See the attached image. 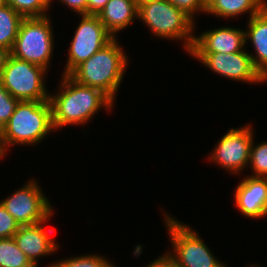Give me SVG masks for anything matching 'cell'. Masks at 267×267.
<instances>
[{
    "instance_id": "cell-1",
    "label": "cell",
    "mask_w": 267,
    "mask_h": 267,
    "mask_svg": "<svg viewBox=\"0 0 267 267\" xmlns=\"http://www.w3.org/2000/svg\"><path fill=\"white\" fill-rule=\"evenodd\" d=\"M62 76L58 92L49 95L55 130L86 124L100 108L110 110L114 106V101L100 89L79 84L69 75Z\"/></svg>"
},
{
    "instance_id": "cell-2",
    "label": "cell",
    "mask_w": 267,
    "mask_h": 267,
    "mask_svg": "<svg viewBox=\"0 0 267 267\" xmlns=\"http://www.w3.org/2000/svg\"><path fill=\"white\" fill-rule=\"evenodd\" d=\"M128 61L117 38H113L93 56L77 66L69 76L79 84L100 89L115 101Z\"/></svg>"
},
{
    "instance_id": "cell-3",
    "label": "cell",
    "mask_w": 267,
    "mask_h": 267,
    "mask_svg": "<svg viewBox=\"0 0 267 267\" xmlns=\"http://www.w3.org/2000/svg\"><path fill=\"white\" fill-rule=\"evenodd\" d=\"M52 130L50 101H19L13 115L0 133V147L3 154L11 145H35Z\"/></svg>"
},
{
    "instance_id": "cell-4",
    "label": "cell",
    "mask_w": 267,
    "mask_h": 267,
    "mask_svg": "<svg viewBox=\"0 0 267 267\" xmlns=\"http://www.w3.org/2000/svg\"><path fill=\"white\" fill-rule=\"evenodd\" d=\"M138 19L144 21L157 37L183 40L186 51L189 53L192 49L195 21L168 0H155L139 6Z\"/></svg>"
},
{
    "instance_id": "cell-5",
    "label": "cell",
    "mask_w": 267,
    "mask_h": 267,
    "mask_svg": "<svg viewBox=\"0 0 267 267\" xmlns=\"http://www.w3.org/2000/svg\"><path fill=\"white\" fill-rule=\"evenodd\" d=\"M50 17L24 18L11 50V55L46 70L53 56L54 36Z\"/></svg>"
},
{
    "instance_id": "cell-6",
    "label": "cell",
    "mask_w": 267,
    "mask_h": 267,
    "mask_svg": "<svg viewBox=\"0 0 267 267\" xmlns=\"http://www.w3.org/2000/svg\"><path fill=\"white\" fill-rule=\"evenodd\" d=\"M165 215V225L169 231L174 252L166 253L178 267H225L212 254L199 234L184 223Z\"/></svg>"
},
{
    "instance_id": "cell-7",
    "label": "cell",
    "mask_w": 267,
    "mask_h": 267,
    "mask_svg": "<svg viewBox=\"0 0 267 267\" xmlns=\"http://www.w3.org/2000/svg\"><path fill=\"white\" fill-rule=\"evenodd\" d=\"M47 71L10 54L0 73V84L19 101H46L50 95L44 82Z\"/></svg>"
},
{
    "instance_id": "cell-8",
    "label": "cell",
    "mask_w": 267,
    "mask_h": 267,
    "mask_svg": "<svg viewBox=\"0 0 267 267\" xmlns=\"http://www.w3.org/2000/svg\"><path fill=\"white\" fill-rule=\"evenodd\" d=\"M113 38L100 22L98 15H81V21L68 48V60L62 75H69L77 66L93 56Z\"/></svg>"
},
{
    "instance_id": "cell-9",
    "label": "cell",
    "mask_w": 267,
    "mask_h": 267,
    "mask_svg": "<svg viewBox=\"0 0 267 267\" xmlns=\"http://www.w3.org/2000/svg\"><path fill=\"white\" fill-rule=\"evenodd\" d=\"M0 202L20 226L41 223L53 213L49 199L33 179Z\"/></svg>"
},
{
    "instance_id": "cell-10",
    "label": "cell",
    "mask_w": 267,
    "mask_h": 267,
    "mask_svg": "<svg viewBox=\"0 0 267 267\" xmlns=\"http://www.w3.org/2000/svg\"><path fill=\"white\" fill-rule=\"evenodd\" d=\"M253 137L250 125L229 129L219 140L209 159L224 170L238 174L249 165Z\"/></svg>"
},
{
    "instance_id": "cell-11",
    "label": "cell",
    "mask_w": 267,
    "mask_h": 267,
    "mask_svg": "<svg viewBox=\"0 0 267 267\" xmlns=\"http://www.w3.org/2000/svg\"><path fill=\"white\" fill-rule=\"evenodd\" d=\"M208 69L231 80L246 83H261L266 81L255 69L250 53L244 51L223 53H189Z\"/></svg>"
},
{
    "instance_id": "cell-12",
    "label": "cell",
    "mask_w": 267,
    "mask_h": 267,
    "mask_svg": "<svg viewBox=\"0 0 267 267\" xmlns=\"http://www.w3.org/2000/svg\"><path fill=\"white\" fill-rule=\"evenodd\" d=\"M245 45V30L225 26L194 36V43L189 53L230 54L243 51Z\"/></svg>"
},
{
    "instance_id": "cell-13",
    "label": "cell",
    "mask_w": 267,
    "mask_h": 267,
    "mask_svg": "<svg viewBox=\"0 0 267 267\" xmlns=\"http://www.w3.org/2000/svg\"><path fill=\"white\" fill-rule=\"evenodd\" d=\"M47 221L48 219L34 225L20 226L13 236L18 248L27 256L35 267H39L37 261H39L40 256L46 257V255L53 254L59 248L56 241L54 242L49 234L54 230H46L43 227L44 223H47Z\"/></svg>"
},
{
    "instance_id": "cell-14",
    "label": "cell",
    "mask_w": 267,
    "mask_h": 267,
    "mask_svg": "<svg viewBox=\"0 0 267 267\" xmlns=\"http://www.w3.org/2000/svg\"><path fill=\"white\" fill-rule=\"evenodd\" d=\"M235 204L248 218L267 215V178L247 176L236 187Z\"/></svg>"
},
{
    "instance_id": "cell-15",
    "label": "cell",
    "mask_w": 267,
    "mask_h": 267,
    "mask_svg": "<svg viewBox=\"0 0 267 267\" xmlns=\"http://www.w3.org/2000/svg\"><path fill=\"white\" fill-rule=\"evenodd\" d=\"M245 41H251L255 55L250 54L255 69L267 81V6L258 14L248 18Z\"/></svg>"
},
{
    "instance_id": "cell-16",
    "label": "cell",
    "mask_w": 267,
    "mask_h": 267,
    "mask_svg": "<svg viewBox=\"0 0 267 267\" xmlns=\"http://www.w3.org/2000/svg\"><path fill=\"white\" fill-rule=\"evenodd\" d=\"M97 15L107 31L116 38L119 31L138 18V7L134 0H109Z\"/></svg>"
},
{
    "instance_id": "cell-17",
    "label": "cell",
    "mask_w": 267,
    "mask_h": 267,
    "mask_svg": "<svg viewBox=\"0 0 267 267\" xmlns=\"http://www.w3.org/2000/svg\"><path fill=\"white\" fill-rule=\"evenodd\" d=\"M267 6L266 0H206L205 13L216 17L235 18L249 13V18L261 12Z\"/></svg>"
},
{
    "instance_id": "cell-18",
    "label": "cell",
    "mask_w": 267,
    "mask_h": 267,
    "mask_svg": "<svg viewBox=\"0 0 267 267\" xmlns=\"http://www.w3.org/2000/svg\"><path fill=\"white\" fill-rule=\"evenodd\" d=\"M23 19L10 5L0 7V47L11 52Z\"/></svg>"
},
{
    "instance_id": "cell-19",
    "label": "cell",
    "mask_w": 267,
    "mask_h": 267,
    "mask_svg": "<svg viewBox=\"0 0 267 267\" xmlns=\"http://www.w3.org/2000/svg\"><path fill=\"white\" fill-rule=\"evenodd\" d=\"M0 267H35L13 237L0 239Z\"/></svg>"
},
{
    "instance_id": "cell-20",
    "label": "cell",
    "mask_w": 267,
    "mask_h": 267,
    "mask_svg": "<svg viewBox=\"0 0 267 267\" xmlns=\"http://www.w3.org/2000/svg\"><path fill=\"white\" fill-rule=\"evenodd\" d=\"M17 13L24 18L45 17L48 16L46 11L52 4L51 0H6Z\"/></svg>"
},
{
    "instance_id": "cell-21",
    "label": "cell",
    "mask_w": 267,
    "mask_h": 267,
    "mask_svg": "<svg viewBox=\"0 0 267 267\" xmlns=\"http://www.w3.org/2000/svg\"><path fill=\"white\" fill-rule=\"evenodd\" d=\"M48 267V266H47ZM49 267H116L103 256L81 255L52 263Z\"/></svg>"
},
{
    "instance_id": "cell-22",
    "label": "cell",
    "mask_w": 267,
    "mask_h": 267,
    "mask_svg": "<svg viewBox=\"0 0 267 267\" xmlns=\"http://www.w3.org/2000/svg\"><path fill=\"white\" fill-rule=\"evenodd\" d=\"M254 143L253 138L250 149L249 164L254 173L249 176L267 178V141H263L257 145H254Z\"/></svg>"
},
{
    "instance_id": "cell-23",
    "label": "cell",
    "mask_w": 267,
    "mask_h": 267,
    "mask_svg": "<svg viewBox=\"0 0 267 267\" xmlns=\"http://www.w3.org/2000/svg\"><path fill=\"white\" fill-rule=\"evenodd\" d=\"M19 100L14 98L1 84H0V133L3 131L6 123L13 115Z\"/></svg>"
},
{
    "instance_id": "cell-24",
    "label": "cell",
    "mask_w": 267,
    "mask_h": 267,
    "mask_svg": "<svg viewBox=\"0 0 267 267\" xmlns=\"http://www.w3.org/2000/svg\"><path fill=\"white\" fill-rule=\"evenodd\" d=\"M20 225L0 202V239L10 238L15 235Z\"/></svg>"
},
{
    "instance_id": "cell-25",
    "label": "cell",
    "mask_w": 267,
    "mask_h": 267,
    "mask_svg": "<svg viewBox=\"0 0 267 267\" xmlns=\"http://www.w3.org/2000/svg\"><path fill=\"white\" fill-rule=\"evenodd\" d=\"M176 8L183 11L188 15L193 21L195 20V13L206 11V0H168Z\"/></svg>"
},
{
    "instance_id": "cell-26",
    "label": "cell",
    "mask_w": 267,
    "mask_h": 267,
    "mask_svg": "<svg viewBox=\"0 0 267 267\" xmlns=\"http://www.w3.org/2000/svg\"><path fill=\"white\" fill-rule=\"evenodd\" d=\"M64 5L68 6L71 10L73 9L76 14L86 15L87 14V1L88 0H59Z\"/></svg>"
},
{
    "instance_id": "cell-27",
    "label": "cell",
    "mask_w": 267,
    "mask_h": 267,
    "mask_svg": "<svg viewBox=\"0 0 267 267\" xmlns=\"http://www.w3.org/2000/svg\"><path fill=\"white\" fill-rule=\"evenodd\" d=\"M109 0H88L87 14L97 15Z\"/></svg>"
},
{
    "instance_id": "cell-28",
    "label": "cell",
    "mask_w": 267,
    "mask_h": 267,
    "mask_svg": "<svg viewBox=\"0 0 267 267\" xmlns=\"http://www.w3.org/2000/svg\"><path fill=\"white\" fill-rule=\"evenodd\" d=\"M145 267H178L172 260L171 258L167 255L164 254L160 256L159 258L155 259L149 265Z\"/></svg>"
},
{
    "instance_id": "cell-29",
    "label": "cell",
    "mask_w": 267,
    "mask_h": 267,
    "mask_svg": "<svg viewBox=\"0 0 267 267\" xmlns=\"http://www.w3.org/2000/svg\"><path fill=\"white\" fill-rule=\"evenodd\" d=\"M10 51L6 48L0 47V73L6 65L7 59L10 55Z\"/></svg>"
},
{
    "instance_id": "cell-30",
    "label": "cell",
    "mask_w": 267,
    "mask_h": 267,
    "mask_svg": "<svg viewBox=\"0 0 267 267\" xmlns=\"http://www.w3.org/2000/svg\"><path fill=\"white\" fill-rule=\"evenodd\" d=\"M136 2V5L137 7L145 4V3H148V2H152V1H155V0H134Z\"/></svg>"
},
{
    "instance_id": "cell-31",
    "label": "cell",
    "mask_w": 267,
    "mask_h": 267,
    "mask_svg": "<svg viewBox=\"0 0 267 267\" xmlns=\"http://www.w3.org/2000/svg\"><path fill=\"white\" fill-rule=\"evenodd\" d=\"M6 5V0H0V7Z\"/></svg>"
},
{
    "instance_id": "cell-32",
    "label": "cell",
    "mask_w": 267,
    "mask_h": 267,
    "mask_svg": "<svg viewBox=\"0 0 267 267\" xmlns=\"http://www.w3.org/2000/svg\"><path fill=\"white\" fill-rule=\"evenodd\" d=\"M3 157H4V154H3L2 150H1V147H0V159L3 158Z\"/></svg>"
},
{
    "instance_id": "cell-33",
    "label": "cell",
    "mask_w": 267,
    "mask_h": 267,
    "mask_svg": "<svg viewBox=\"0 0 267 267\" xmlns=\"http://www.w3.org/2000/svg\"><path fill=\"white\" fill-rule=\"evenodd\" d=\"M249 267H258V266H257V265H253V264H252V265H250Z\"/></svg>"
}]
</instances>
